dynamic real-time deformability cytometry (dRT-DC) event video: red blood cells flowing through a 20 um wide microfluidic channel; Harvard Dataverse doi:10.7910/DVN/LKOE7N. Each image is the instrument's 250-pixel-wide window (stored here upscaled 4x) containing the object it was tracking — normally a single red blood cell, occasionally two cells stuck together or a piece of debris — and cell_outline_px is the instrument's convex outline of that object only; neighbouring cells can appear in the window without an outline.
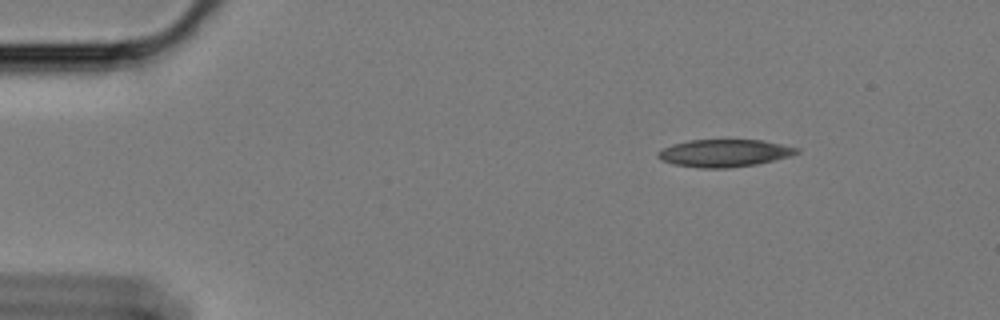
{"species": "Egyptian fruit bat (a non-hibernating species)", "species_latin": "Rousettus aegyptiacus", "temperature_condition": "cold", "stored_images_in_passage": 51, "camera_frame_rate_fps": 3000, "um_per_image_px": 0.085, "animal": {"sex": "female"}, "frame": {"image": 1, "passage_image": 1, "time_ms": 0.0, "image_size_px": [1000, 320], "cell_outline_px": [[800, 152], [792, 156], [756, 164], [728, 168], [700, 168], [672, 164], [660, 160], [656, 156], [656, 152], [672, 144], [688, 140], [760, 140], [800, 148]], "centroid_in_image_um": [61.54, 13.02], "position_along_channel_um": 23.5, "area_um2": 22.31}}
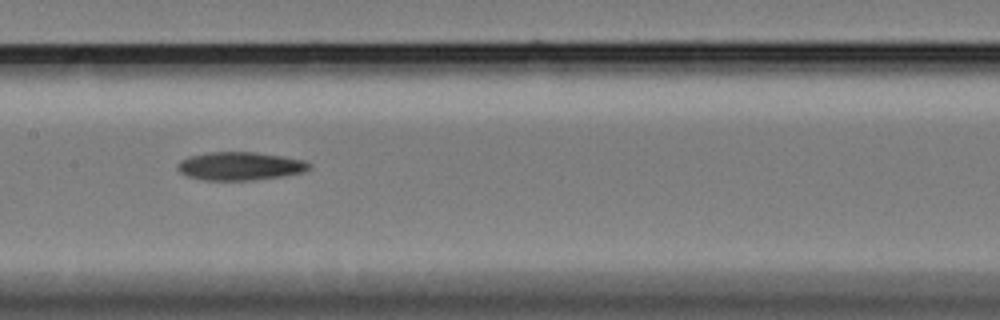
{"frame": {"image": 2, "passage_image": 22, "time_ms": 7.0, "image_size_px": [1000, 320], "cell_outline_px": [[312, 168], [304, 172], [280, 176], [252, 180], [204, 180], [188, 176], [180, 172], [176, 168], [176, 164], [180, 160], [188, 156], [208, 152], [256, 152], [304, 160], [312, 164]], "centroid_in_image_um": [20.38, 14.11], "position_along_channel_um": 187.0, "area_um2": 21.73}}
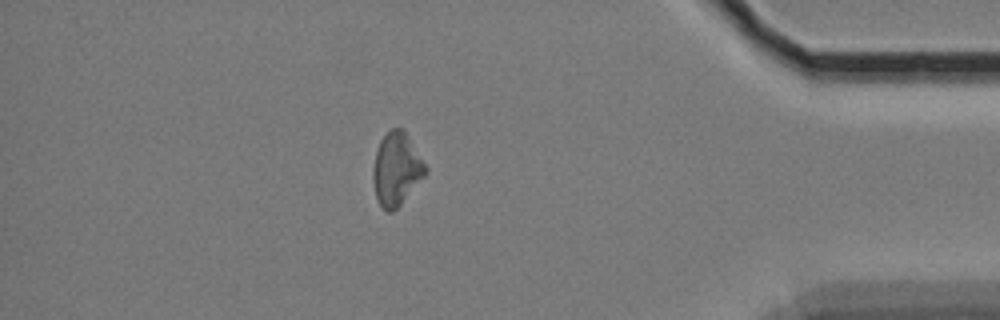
{"frame": {"image": 3, "passage_image": 44, "time_ms": 14.333, "image_size_px": [1000, 320], "cell_outline_px": [[428, 172], [400, 204], [392, 212], [388, 212], [380, 204], [376, 196], [372, 176], [372, 168], [376, 152], [380, 140], [392, 128], [404, 128], [428, 168]], "centroid_in_image_um": [33.71, 14.34], "position_along_channel_um": 401.5, "area_um2": 22.14}}